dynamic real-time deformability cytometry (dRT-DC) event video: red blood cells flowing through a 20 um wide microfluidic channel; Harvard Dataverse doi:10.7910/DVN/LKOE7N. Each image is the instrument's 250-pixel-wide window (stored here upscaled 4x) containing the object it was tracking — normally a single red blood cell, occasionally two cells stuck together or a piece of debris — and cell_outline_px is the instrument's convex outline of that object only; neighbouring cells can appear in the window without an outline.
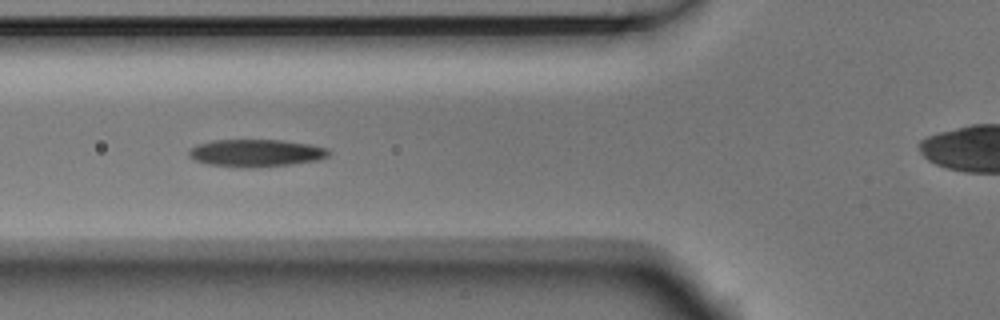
{"species": "Egyptian fruit bat (a non-hibernating species)", "species_latin": "Rousettus aegyptiacus", "temperature_condition": "room temperature", "stored_images_in_passage": 10, "camera_frame_rate_fps": 3000, "um_per_image_px": 0.085, "animal": {"sex": "male"}, "frame": {"image": 1, "passage_image": 5, "time_ms": 1.333, "image_size_px": [1000, 320], "cell_outline_px": [[328, 156], [320, 160], [292, 164], [252, 168], [244, 168], [208, 164], [196, 160], [188, 156], [188, 148], [196, 144], [212, 140], [280, 140], [308, 144], [328, 148]], "centroid_in_image_um": [21.72, 13.01], "position_along_channel_um": 104.1, "area_um2": 22.48}}
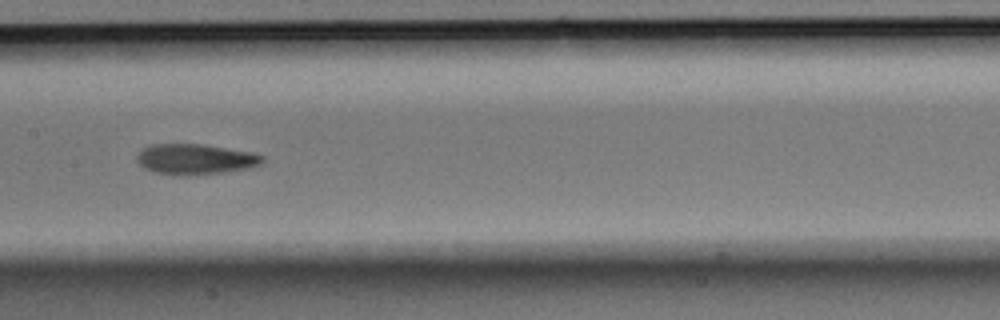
{"frame": {"image": 2, "passage_image": 7, "time_ms": 2.0, "image_size_px": [1000, 320], "cell_outline_px": [[264, 160], [260, 164], [252, 168], [224, 172], [188, 176], [172, 176], [152, 172], [140, 164], [136, 160], [136, 156], [144, 148], [152, 144], [204, 144], [252, 152], [264, 156]], "centroid_in_image_um": [16.61, 13.55], "position_along_channel_um": 190.8, "area_um2": 22.66}}
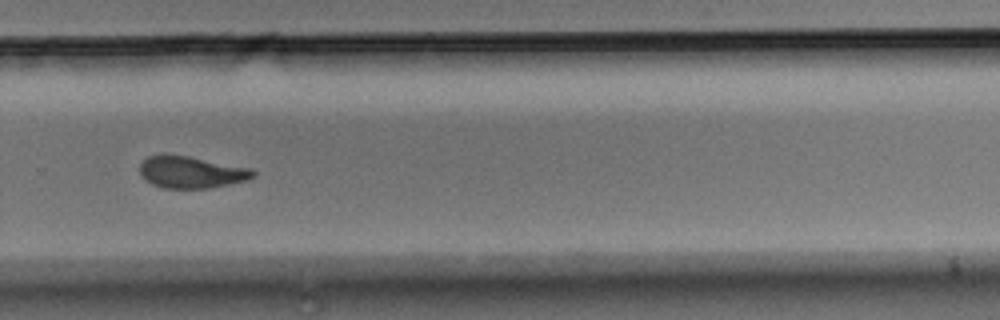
{"frame": {"image": 3, "passage_image": 10, "time_ms": 3.0, "image_size_px": [1000, 320], "cell_outline_px": [[256, 176], [248, 180], [212, 188], [164, 188], [152, 184], [144, 180], [140, 176], [140, 164], [148, 156], [160, 152], [164, 152], [188, 156], [252, 168], [256, 172]], "centroid_in_image_um": [16.24, 14.61], "position_along_channel_um": 313.6, "area_um2": 21.62}}